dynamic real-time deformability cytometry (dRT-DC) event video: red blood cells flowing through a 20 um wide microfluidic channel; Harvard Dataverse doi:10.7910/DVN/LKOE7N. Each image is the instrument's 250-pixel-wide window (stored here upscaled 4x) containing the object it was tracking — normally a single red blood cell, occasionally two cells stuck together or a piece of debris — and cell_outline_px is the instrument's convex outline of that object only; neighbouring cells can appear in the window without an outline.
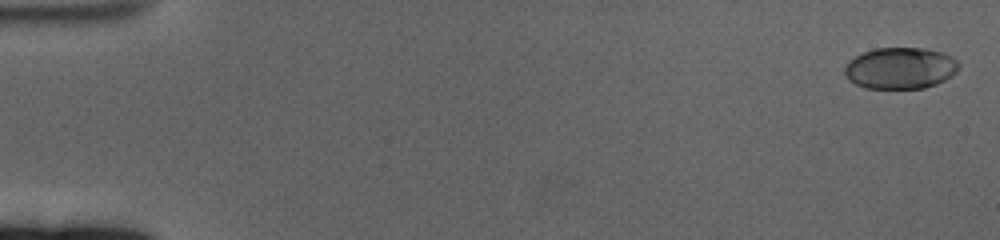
{"species": "human", "species_latin": "Homo sapiens", "temperature_condition": "cold", "stored_images_in_passage": 62, "camera_frame_rate_fps": 3000, "um_per_image_px": 0.085, "donor": {"sex": "female"}, "frame": {"image": 1, "passage_image": 2, "time_ms": 0.333, "image_size_px": [1000, 240], "cell_outline_px": [[960, 68], [952, 76], [936, 84], [924, 88], [864, 88], [848, 80], [844, 72], [844, 68], [848, 60], [864, 52], [876, 48], [924, 48], [944, 52], [952, 56], [960, 64]], "centroid_in_image_um": [76.54, 5.79], "position_along_channel_um": 8.5, "area_um2": 27.8}}
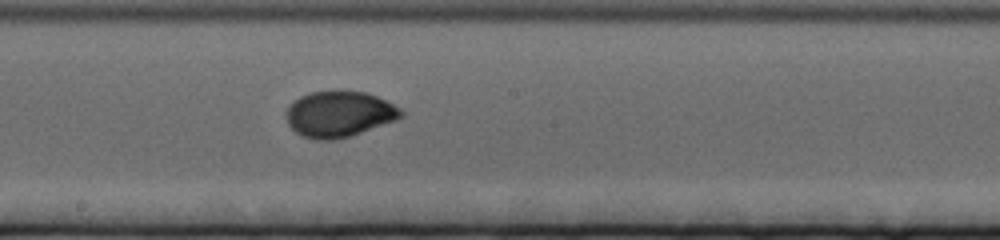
{"frame": {"image": 2, "passage_image": 35, "time_ms": 11.333, "image_size_px": [1000, 240], "cell_outline_px": [[404, 116], [396, 120], [336, 140], [316, 140], [300, 136], [288, 124], [288, 108], [300, 96], [308, 92], [336, 88], [364, 92], [376, 96], [400, 108], [404, 112]], "centroid_in_image_um": [28.83, 9.66], "position_along_channel_um": 219.4, "area_um2": 30.92}}
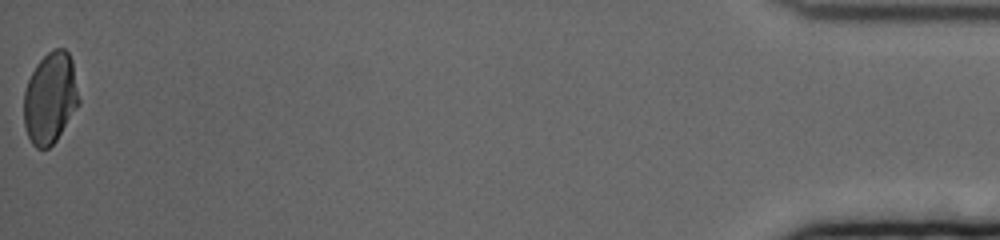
{"frame": {"image": 3, "passage_image": 62, "time_ms": 20.333, "image_size_px": [1000, 240], "cell_outline_px": [[80, 104], [56, 140], [48, 148], [36, 148], [32, 144], [28, 136], [24, 124], [24, 92], [28, 80], [36, 64], [52, 48], [64, 48], [68, 52], [72, 60], [80, 100]], "centroid_in_image_um": [4.28, 8.32], "position_along_channel_um": 430.9, "area_um2": 29.36}, "authors_computed_cell_mechanics": {"area_um2": 29.5647, "velocity_mm_per_s": 3.3449, "shape_relaxation_time_tau1_ms": 4.418, "shape_relaxation_time_tau2_ms": null, "deformation_change_tau1": 0.1571, "deformation_change_tau2": null}}